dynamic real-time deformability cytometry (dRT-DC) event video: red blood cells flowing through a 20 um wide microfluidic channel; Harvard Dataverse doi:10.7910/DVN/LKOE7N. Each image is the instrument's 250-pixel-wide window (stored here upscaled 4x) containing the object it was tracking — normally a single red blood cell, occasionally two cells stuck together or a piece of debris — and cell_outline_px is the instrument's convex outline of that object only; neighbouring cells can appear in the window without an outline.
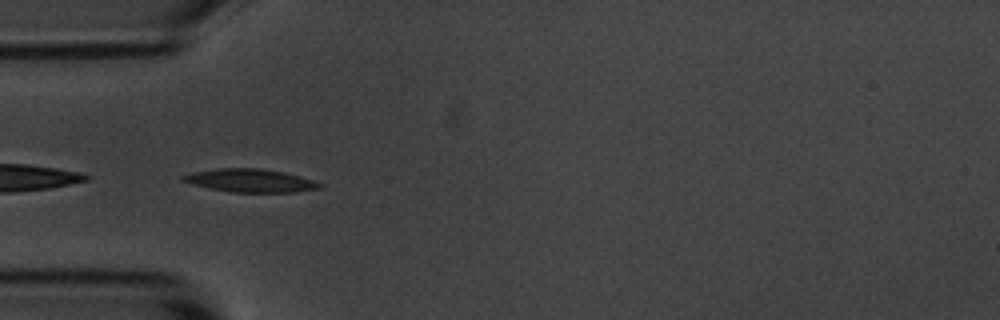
{"species": "common noctule bat (a hibernating species)", "species_latin": "Nyctalus noctula", "temperature_condition": "room temperature", "stored_images_in_passage": 40, "camera_frame_rate_fps": 3000, "um_per_image_px": 0.085, "animal": {"sex": "male", "body_mass_g": 20.1, "forearm_length_mm": 53.5}, "frame": {"image": 1, "passage_image": 1, "time_ms": 0.0, "image_size_px": [1000, 320], "cell_outline_px": [[320, 188], [296, 192], [232, 192], [208, 188], [192, 184], [180, 180], [180, 176], [192, 172], [216, 168], [260, 168], [284, 172], [312, 180], [320, 184]], "centroid_in_image_um": [21.2, 15.34], "position_along_channel_um": 63.8, "area_um2": 18.38}}
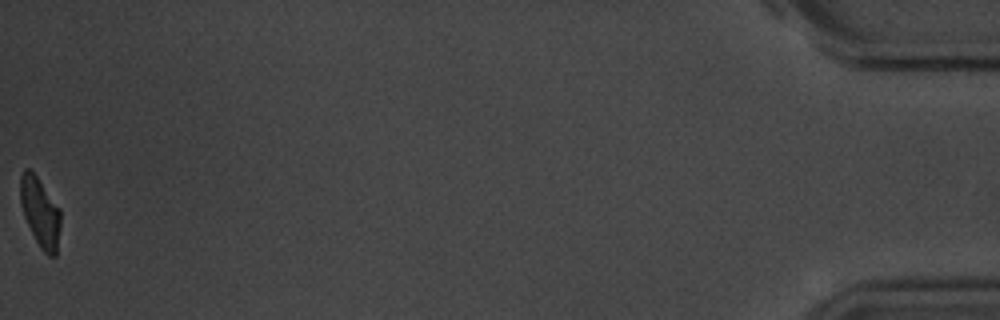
{"frame": {"image": 2, "passage_image": 40, "time_ms": 13.0, "image_size_px": [1000, 320], "cell_outline_px": [[60, 228], [56, 256], [48, 256], [40, 248], [24, 216], [20, 204], [20, 176], [24, 168], [28, 168], [36, 176], [60, 208]], "centroid_in_image_um": [3.41, 18.05], "position_along_channel_um": 431.8, "area_um2": 16.18}, "authors_computed_cell_mechanics": {"area_um2": 17.7735, "velocity_mm_per_s": 3.612, "shape_relaxation_time_tau1_ms": 2.6246, "shape_relaxation_time_tau2_ms": 3.6769, "deformation_change_tau1": 0.1245, "deformation_change_tau2": 0.1051}}